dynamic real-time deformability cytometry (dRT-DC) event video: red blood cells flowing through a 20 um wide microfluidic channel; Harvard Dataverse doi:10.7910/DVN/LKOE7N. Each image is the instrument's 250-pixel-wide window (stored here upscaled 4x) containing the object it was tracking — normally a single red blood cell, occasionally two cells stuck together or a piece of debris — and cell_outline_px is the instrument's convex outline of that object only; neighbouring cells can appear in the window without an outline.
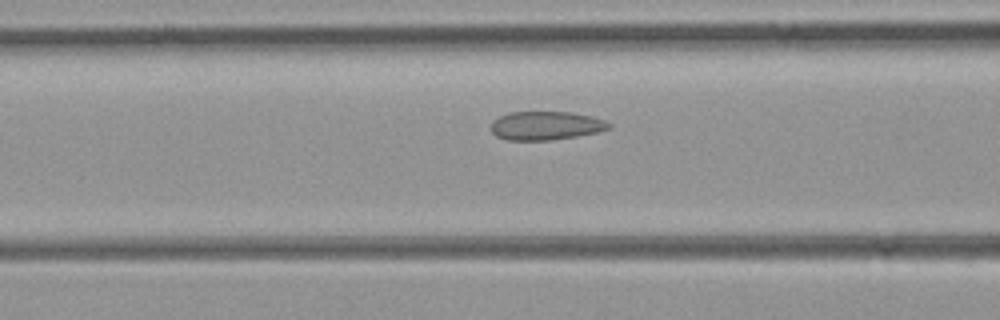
{"species": "common noctule bat (a hibernating species)", "species_latin": "Nyctalus noctula", "temperature_condition": "room temperature", "stored_images_in_passage": 24, "camera_frame_rate_fps": 3000, "um_per_image_px": 0.085, "animal": {"sex": "female", "body_mass_g": 21.9}, "frame": {"image": 1, "passage_image": 4, "time_ms": 1.0, "image_size_px": [1000, 320], "cell_outline_px": [[612, 128], [596, 132], [576, 136], [552, 140], [508, 140], [496, 136], [492, 132], [492, 120], [508, 112], [572, 112], [592, 116], [604, 120], [612, 124]], "centroid_in_image_um": [46.41, 10.67], "position_along_channel_um": 120.2, "area_um2": 19.71}}
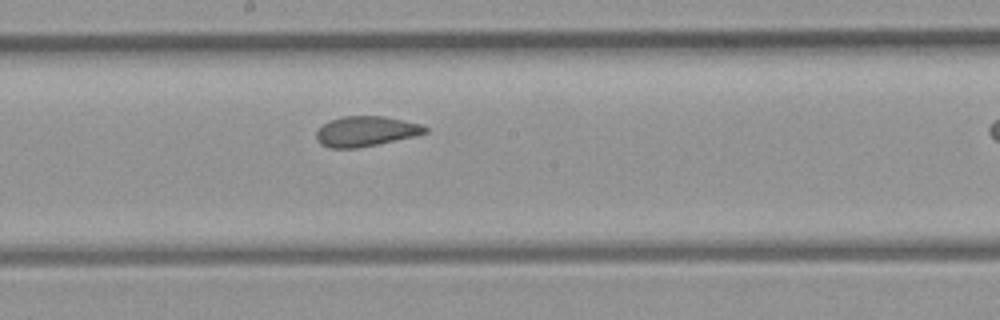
{"frame": {"image": 2, "passage_image": 11, "time_ms": 3.333, "image_size_px": [1000, 320], "cell_outline_px": [[428, 132], [416, 136], [356, 148], [332, 148], [320, 144], [316, 140], [316, 132], [328, 120], [340, 116], [384, 116], [420, 124], [428, 128]], "centroid_in_image_um": [31.08, 11.15], "position_along_channel_um": 217.1, "area_um2": 19.07}}
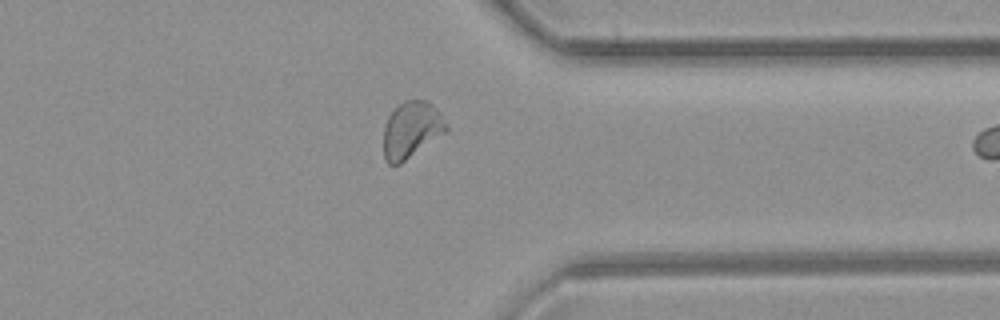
{"frame": {"image": 3, "passage_image": 23, "time_ms": 7.333, "image_size_px": [1000, 320], "cell_outline_px": [[448, 132], [400, 164], [388, 164], [384, 156], [384, 128], [388, 116], [404, 100], [428, 100], [440, 112], [448, 128]], "centroid_in_image_um": [35.0, 11.04], "position_along_channel_um": 376.4, "area_um2": 20.69}}